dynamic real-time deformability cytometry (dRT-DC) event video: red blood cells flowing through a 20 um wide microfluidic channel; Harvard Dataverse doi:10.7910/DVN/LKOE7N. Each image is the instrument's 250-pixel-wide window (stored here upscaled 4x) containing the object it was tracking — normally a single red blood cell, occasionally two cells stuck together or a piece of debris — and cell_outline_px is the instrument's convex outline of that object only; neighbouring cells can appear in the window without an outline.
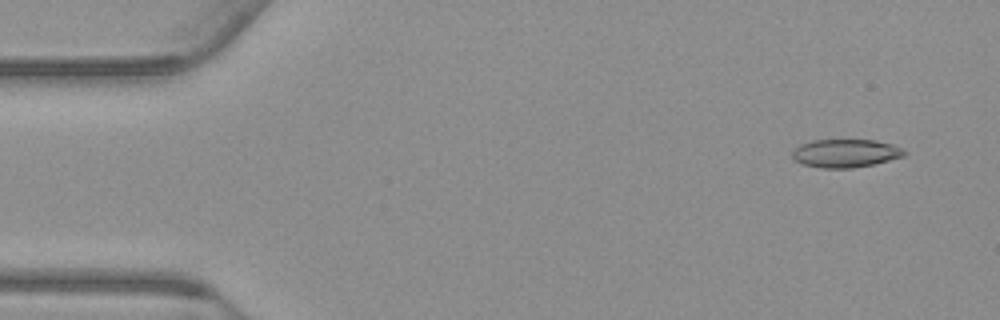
{"species": "common noctule bat (a hibernating species)", "species_latin": "Nyctalus noctula", "temperature_condition": "warm", "stored_images_in_passage": 55, "camera_frame_rate_fps": 3000, "um_per_image_px": 0.085, "animal": {"sex": "male", "body_mass_g": 23.1, "forearm_length_mm": 52.7}, "frame": {"image": 1, "passage_image": 4, "time_ms": 1.0, "image_size_px": [1000, 320], "cell_outline_px": [[908, 152], [904, 156], [876, 164], [852, 168], [820, 168], [800, 164], [792, 156], [792, 152], [800, 144], [812, 140], [876, 140], [892, 144]], "centroid_in_image_um": [71.87, 13.03], "position_along_channel_um": 13.1, "area_um2": 18.55}}
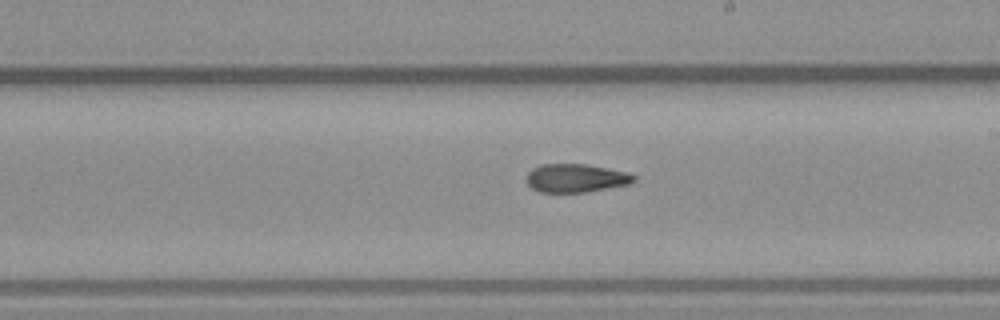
{"frame": {"image": 2, "passage_image": 31, "time_ms": 10.0, "image_size_px": [1000, 320], "cell_outline_px": [[636, 180], [632, 184], [584, 192], [540, 192], [532, 188], [528, 184], [528, 172], [532, 168], [540, 164], [588, 164], [628, 172], [636, 176]], "centroid_in_image_um": [48.99, 15.13], "position_along_channel_um": 240.0, "area_um2": 17.86}}
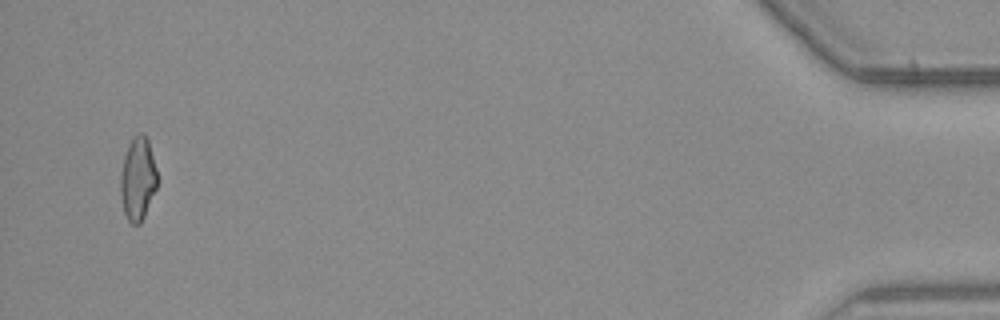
{"frame": {"image": 3, "passage_image": 53, "time_ms": 17.333, "image_size_px": [1000, 320], "cell_outline_px": [[156, 188], [144, 216], [140, 224], [132, 224], [128, 220], [124, 212], [120, 196], [120, 176], [124, 156], [128, 144], [132, 136], [140, 132], [144, 132], [148, 140], [156, 168]], "centroid_in_image_um": [11.69, 15.17], "position_along_channel_um": 423.5, "area_um2": 17.8}, "authors_computed_cell_mechanics": {"area_um2": 18.496, "velocity_mm_per_s": 3.7678, "shape_relaxation_time_tau1_ms": null, "shape_relaxation_time_tau2_ms": 4.5349, "deformation_change_tau1": null, "deformation_change_tau2": 0.129}}